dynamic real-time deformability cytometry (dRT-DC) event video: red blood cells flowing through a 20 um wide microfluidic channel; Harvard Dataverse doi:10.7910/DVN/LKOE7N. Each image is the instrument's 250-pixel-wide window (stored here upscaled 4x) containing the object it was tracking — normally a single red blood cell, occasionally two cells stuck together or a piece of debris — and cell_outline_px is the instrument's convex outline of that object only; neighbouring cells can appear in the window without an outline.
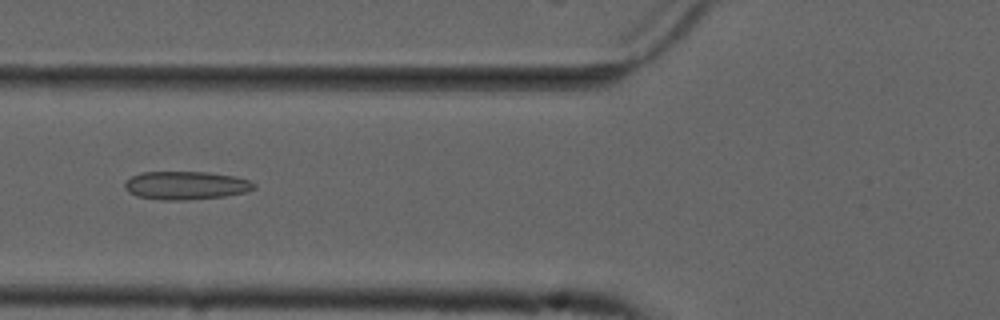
{"species": "common noctule bat (a hibernating species)", "species_latin": "Nyctalus noctula", "temperature_condition": "cold", "stored_images_in_passage": 54, "camera_frame_rate_fps": 3000, "um_per_image_px": 0.085, "animal": {"sex": "male", "forearm_length_mm": 52.5}, "frame": {"image": 1, "passage_image": 20, "time_ms": 6.333, "image_size_px": [1000, 320], "cell_outline_px": [[256, 188], [248, 192], [224, 196], [184, 200], [160, 200], [136, 196], [128, 192], [124, 188], [124, 184], [132, 176], [140, 172], [208, 172], [232, 176], [248, 180], [256, 184]], "centroid_in_image_um": [15.79, 15.76], "position_along_channel_um": 110.0, "area_um2": 21.33}}
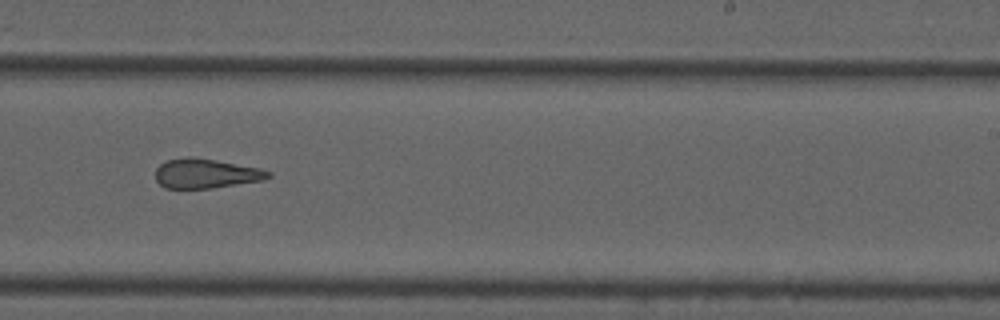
{"frame": {"image": 2, "passage_image": 33, "time_ms": 10.667, "image_size_px": [1000, 320], "cell_outline_px": [[272, 176], [264, 180], [212, 188], [164, 188], [156, 180], [156, 168], [160, 164], [168, 160], [216, 160], [260, 168], [272, 172]], "centroid_in_image_um": [17.57, 14.79], "position_along_channel_um": 271.4, "area_um2": 18.73}}
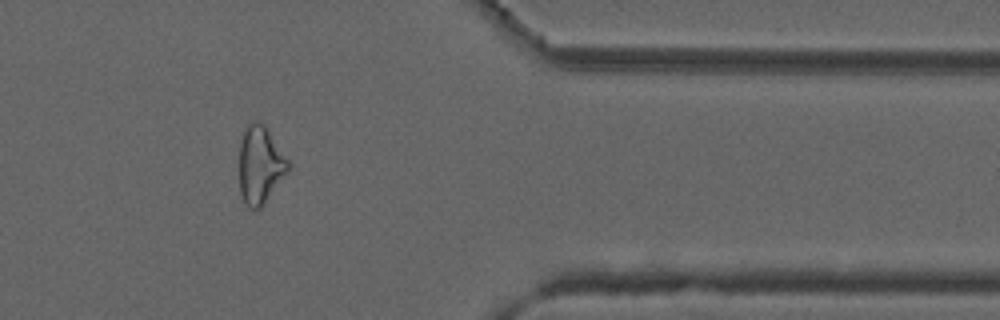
{"frame": {"image": 3, "passage_image": 44, "time_ms": 14.333, "image_size_px": [1000, 320], "cell_outline_px": [[292, 168], [260, 208], [256, 212], [248, 208], [240, 192], [240, 144], [244, 132], [248, 124], [252, 120], [256, 120], [264, 124], [292, 164]], "centroid_in_image_um": [22.15, 14.03], "position_along_channel_um": 389.2, "area_um2": 22.37}, "authors_computed_cell_mechanics": {"area_um2": 22.6287, "velocity_mm_per_s": 3.7303, "shape_relaxation_time_tau1_ms": null, "shape_relaxation_time_tau2_ms": 2.9358, "deformation_change_tau1": null, "deformation_change_tau2": 0.1109}}